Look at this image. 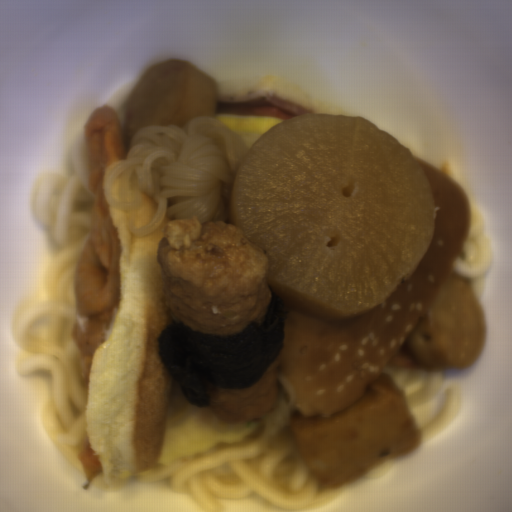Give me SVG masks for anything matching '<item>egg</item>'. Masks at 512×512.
Masks as SVG:
<instances>
[{"label":"egg","mask_w":512,"mask_h":512,"mask_svg":"<svg viewBox=\"0 0 512 512\" xmlns=\"http://www.w3.org/2000/svg\"><path fill=\"white\" fill-rule=\"evenodd\" d=\"M210 116V115H199ZM223 127L235 134L249 148L254 141L273 126L289 120L256 118L246 116L224 115L217 113L210 116Z\"/></svg>","instance_id":"obj_1"}]
</instances>
